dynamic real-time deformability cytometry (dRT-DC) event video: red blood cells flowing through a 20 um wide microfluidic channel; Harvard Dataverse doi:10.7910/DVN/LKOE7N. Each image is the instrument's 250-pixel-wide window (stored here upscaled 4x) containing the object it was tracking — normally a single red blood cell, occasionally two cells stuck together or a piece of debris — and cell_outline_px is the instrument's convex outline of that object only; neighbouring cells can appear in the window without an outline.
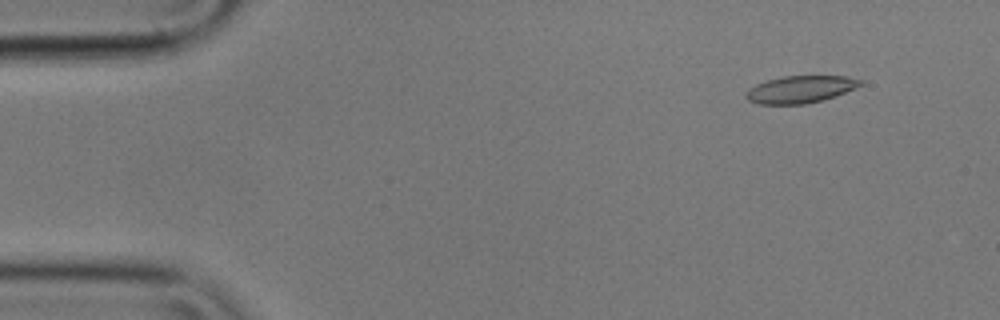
{"species": "common noctule bat (a hibernating species)", "species_latin": "Nyctalus noctula", "temperature_condition": "cold", "stored_images_in_passage": 55, "camera_frame_rate_fps": 3000, "um_per_image_px": 0.085, "animal": {"sex": "male", "body_mass_g": 17.9}, "frame": {"image": 1, "passage_image": 5, "time_ms": 1.333, "image_size_px": [1000, 320], "cell_outline_px": [[864, 84], [836, 96], [804, 104], [760, 104], [748, 100], [744, 96], [748, 88], [756, 84], [768, 80], [784, 76], [848, 76], [864, 80]], "centroid_in_image_um": [68.05, 7.59], "position_along_channel_um": 17.0, "area_um2": 18.15}}
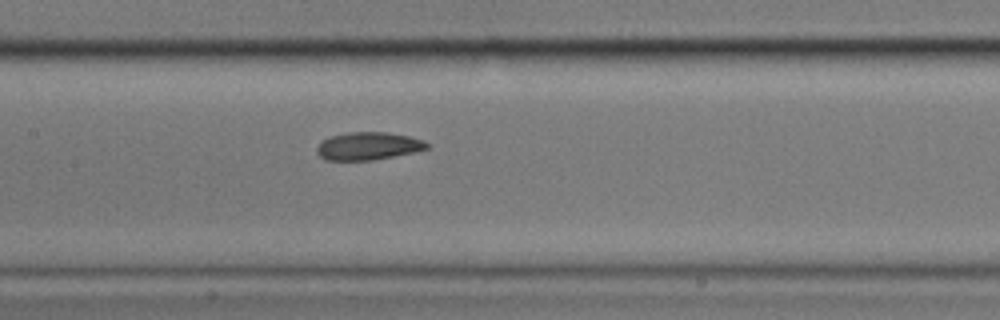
{"frame": {"image": 2, "passage_image": 26, "time_ms": 8.333, "image_size_px": [1000, 320], "cell_outline_px": [[428, 148], [412, 152], [372, 160], [324, 160], [316, 152], [316, 148], [328, 136], [348, 132], [388, 132], [408, 136], [424, 140], [428, 144]], "centroid_in_image_um": [31.26, 12.4], "position_along_channel_um": 176.1, "area_um2": 17.69}}
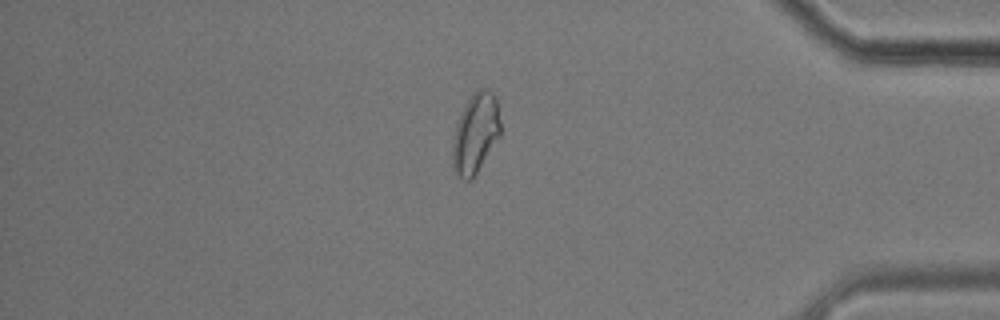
{"frame": {"image": 3, "passage_image": 47, "time_ms": 15.333, "image_size_px": [1000, 320], "cell_outline_px": [[500, 136], [472, 180], [464, 180], [452, 168], [452, 144], [456, 124], [464, 104], [480, 88], [484, 88], [492, 92], [496, 96], [500, 120]], "centroid_in_image_um": [40.41, 11.34], "position_along_channel_um": 394.8, "area_um2": 22.31}, "authors_computed_cell_mechanics": {"area_um2": 18.7272, "velocity_mm_per_s": 3.5555, "shape_relaxation_time_tau1_ms": 3.2626, "shape_relaxation_time_tau2_ms": 2.6557, "deformation_change_tau1": 0.1041, "deformation_change_tau2": 0.0853}}